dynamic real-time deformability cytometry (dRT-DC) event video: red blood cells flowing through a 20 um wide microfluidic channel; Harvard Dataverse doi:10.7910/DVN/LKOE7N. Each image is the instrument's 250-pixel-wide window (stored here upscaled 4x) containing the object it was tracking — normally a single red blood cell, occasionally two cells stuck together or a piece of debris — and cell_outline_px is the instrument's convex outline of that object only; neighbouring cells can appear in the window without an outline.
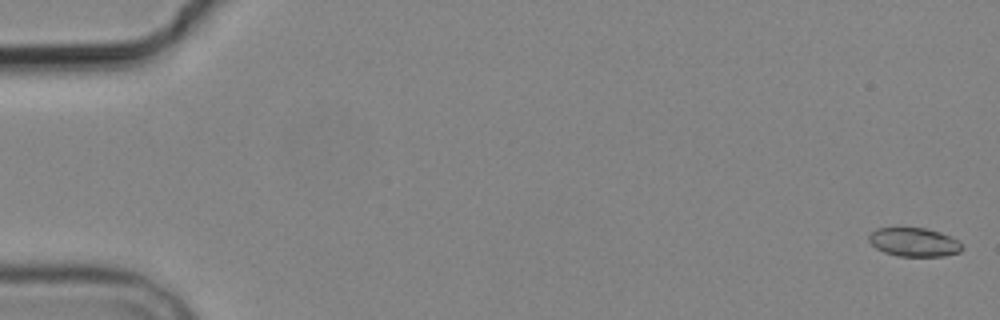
{"species": "common noctule bat (a hibernating species)", "species_latin": "Nyctalus noctula", "temperature_condition": "cold", "stored_images_in_passage": 5, "camera_frame_rate_fps": 3000, "um_per_image_px": 0.085, "animal": {"sex": "male", "body_mass_g": 19.2, "forearm_length_mm": 51.8}, "frame": {"image": 1, "passage_image": 1, "time_ms": 0.0, "image_size_px": [1000, 320], "cell_outline_px": [[964, 248], [960, 252], [944, 256], [896, 256], [884, 252], [876, 248], [868, 240], [868, 236], [876, 228], [924, 228], [940, 232], [956, 240]], "centroid_in_image_um": [77.67, 20.59], "position_along_channel_um": 7.3, "area_um2": 15.49}}
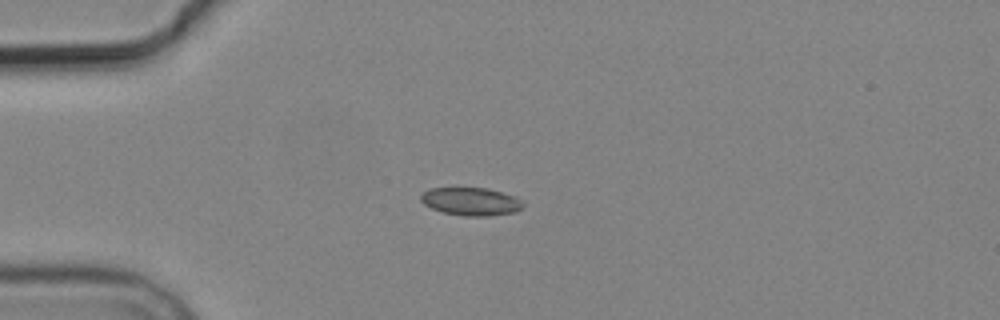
{"frame": {"image": 2, "passage_image": 5, "time_ms": 4.667, "image_size_px": [1000, 320], "cell_outline_px": [[524, 204], [516, 212], [488, 216], [464, 216], [444, 212], [432, 208], [424, 204], [420, 200], [420, 196], [428, 188], [488, 188], [516, 196], [524, 200]], "centroid_in_image_um": [40.06, 17.12], "position_along_channel_um": 44.9, "area_um2": 16.76}}